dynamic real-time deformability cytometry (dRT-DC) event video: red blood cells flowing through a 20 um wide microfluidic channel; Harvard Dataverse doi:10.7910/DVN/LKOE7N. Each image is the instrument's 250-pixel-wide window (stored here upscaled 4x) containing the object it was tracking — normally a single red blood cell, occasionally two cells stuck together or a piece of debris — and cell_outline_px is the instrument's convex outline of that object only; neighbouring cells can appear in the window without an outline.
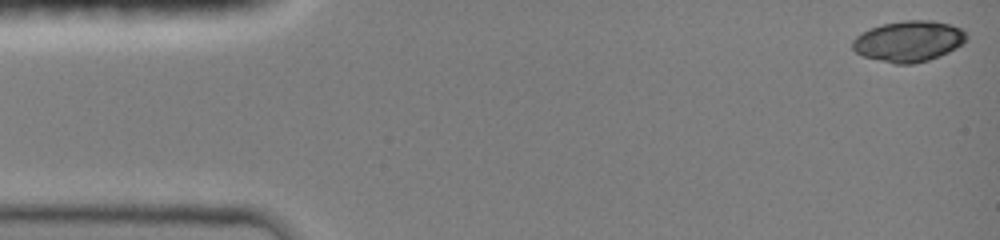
{"species": "common noctule bat (a hibernating species)", "species_latin": "Nyctalus noctula", "temperature_condition": "room temperature", "stored_images_in_passage": 44, "camera_frame_rate_fps": 3000, "um_per_image_px": 0.085, "animal": {"sex": "female", "body_mass_g": 19.0, "forearm_length_mm": 51.5}, "frame": {"image": 1, "passage_image": 1, "time_ms": 0.0, "image_size_px": [1000, 240], "cell_outline_px": [[968, 36], [956, 48], [948, 52], [928, 60], [912, 64], [896, 64], [864, 56], [856, 52], [852, 48], [852, 40], [856, 36], [868, 28], [884, 24], [904, 20], [932, 20], [948, 24], [960, 28]], "centroid_in_image_um": [77.2, 3.5], "position_along_channel_um": 7.8, "area_um2": 26.88}}
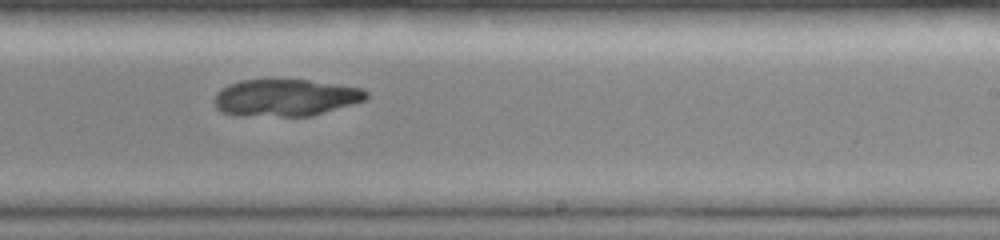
{"frame": {"image": 2, "passage_image": 29, "time_ms": 9.333, "image_size_px": [1000, 240], "cell_outline_px": [[368, 100], [312, 116], [236, 116], [224, 112], [216, 108], [212, 100], [216, 92], [220, 88], [228, 84], [240, 80], [308, 80], [364, 88], [368, 92]], "centroid_in_image_um": [24.26, 8.31], "position_along_channel_um": 264.7, "area_um2": 33.29}}
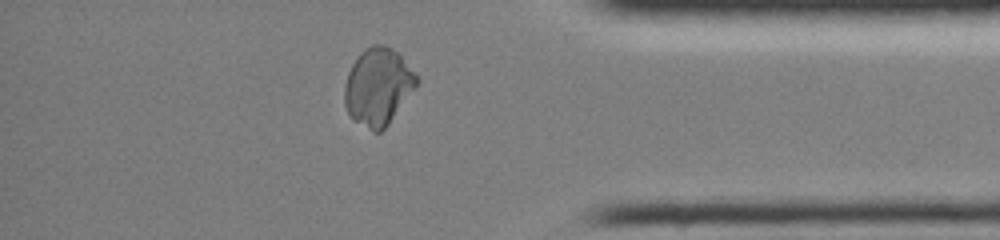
{"frame": {"image": 3, "passage_image": 40, "time_ms": 13.0, "image_size_px": [1000, 240], "cell_outline_px": [[420, 80], [416, 88], [388, 124], [380, 132], [372, 132], [356, 120], [348, 112], [344, 104], [344, 84], [348, 72], [352, 64], [360, 52], [364, 48], [372, 44], [384, 44], [400, 52]], "centroid_in_image_um": [32.15, 7.32], "position_along_channel_um": 403.0, "area_um2": 32.71}}